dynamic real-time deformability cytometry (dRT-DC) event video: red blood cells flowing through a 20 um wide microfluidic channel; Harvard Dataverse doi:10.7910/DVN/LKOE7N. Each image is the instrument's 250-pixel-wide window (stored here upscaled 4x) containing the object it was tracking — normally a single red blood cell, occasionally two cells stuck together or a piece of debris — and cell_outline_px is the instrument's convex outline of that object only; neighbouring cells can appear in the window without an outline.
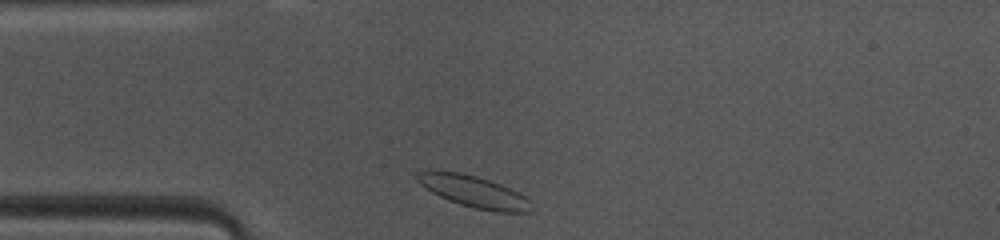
{"species": "common noctule bat (a hibernating species)", "species_latin": "Nyctalus noctula", "temperature_condition": "warm", "stored_images_in_passage": 38, "camera_frame_rate_fps": 3000, "um_per_image_px": 0.085, "animal": {"sex": "female", "body_mass_g": 10.0, "forearm_length_mm": 53.1}, "frame": {"image": 1, "passage_image": 1, "time_ms": 0.0, "image_size_px": [1000, 240], "cell_outline_px": [[532, 212], [496, 212], [476, 208], [460, 204], [448, 200], [432, 192], [420, 184], [416, 180], [416, 172], [428, 168], [460, 172], [476, 176], [500, 184], [524, 196], [528, 200]], "centroid_in_image_um": [40.17, 16.24], "position_along_channel_um": 44.8, "area_um2": 21.04}}
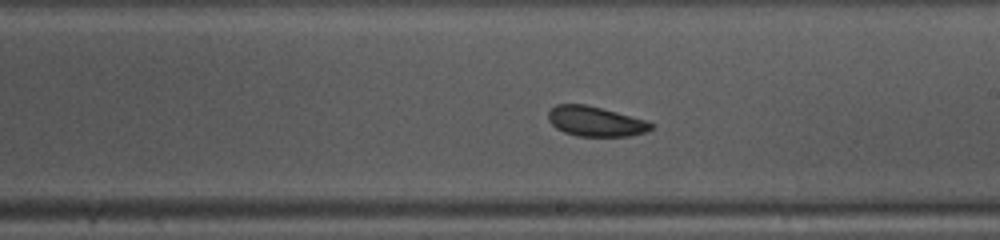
{"frame": {"image": 2, "passage_image": 16, "time_ms": 5.0, "image_size_px": [1000, 240], "cell_outline_px": [[656, 124], [648, 132], [632, 136], [576, 136], [564, 132], [556, 128], [548, 120], [548, 112], [556, 104], [584, 104], [648, 120]], "centroid_in_image_um": [50.66, 10.33], "position_along_channel_um": 238.3, "area_um2": 18.09}}
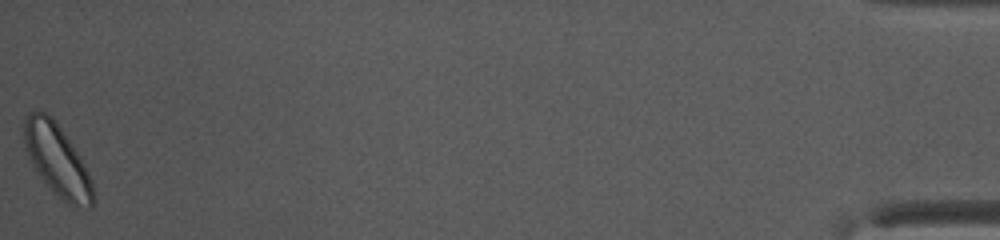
{"frame": {"image": 3, "passage_image": 38, "time_ms": 12.333, "image_size_px": [1000, 240], "cell_outline_px": [[96, 200], [92, 208], [72, 208], [36, 172], [24, 148], [24, 116], [32, 112], [44, 112], [52, 116], [80, 156], [92, 180]], "centroid_in_image_um": [4.9, 13.65], "position_along_channel_um": 430.3, "area_um2": 28.78}, "authors_computed_cell_mechanics": {"area_um2": 18.8428, "velocity_mm_per_s": 4.0585, "shape_relaxation_time_tau1_ms": 0.9803, "shape_relaxation_time_tau2_ms": 3.8652, "deformation_change_tau1": 0.0731, "deformation_change_tau2": 0.0906}}